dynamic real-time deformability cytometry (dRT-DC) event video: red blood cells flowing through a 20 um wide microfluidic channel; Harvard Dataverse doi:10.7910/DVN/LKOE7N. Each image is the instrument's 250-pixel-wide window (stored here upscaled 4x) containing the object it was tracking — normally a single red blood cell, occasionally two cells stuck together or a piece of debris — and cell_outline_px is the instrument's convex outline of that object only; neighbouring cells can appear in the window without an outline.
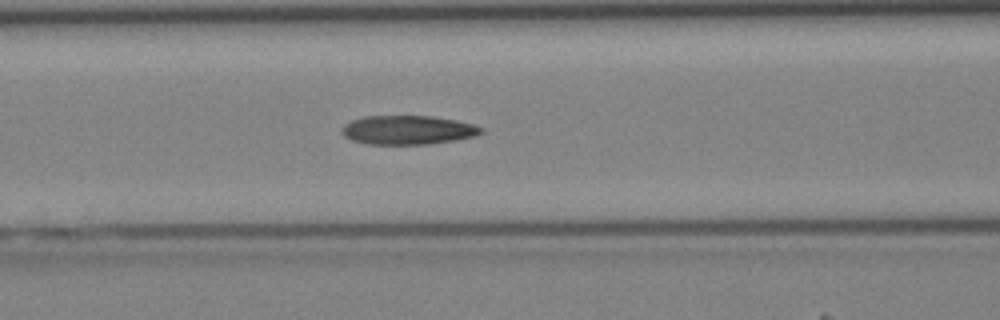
{"species": "Egyptian fruit bat (a non-hibernating species)", "species_latin": "Rousettus aegyptiacus", "temperature_condition": "cold", "stored_images_in_passage": 39, "camera_frame_rate_fps": 3000, "um_per_image_px": 0.085, "animal": {"sex": "female"}, "frame": {"image": 1, "passage_image": 15, "time_ms": 4.667, "image_size_px": [1000, 320], "cell_outline_px": [[484, 132], [476, 136], [456, 140], [428, 144], [368, 144], [352, 140], [344, 136], [340, 132], [344, 124], [352, 120], [364, 116], [432, 116], [456, 120], [472, 124], [484, 128]], "centroid_in_image_um": [34.67, 11.05], "position_along_channel_um": 131.9, "area_um2": 23.64}}
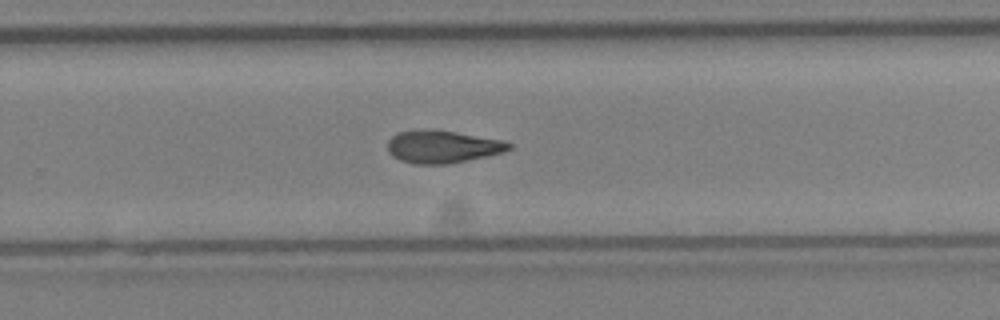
{"frame": {"image": 2, "passage_image": 25, "time_ms": 8.0, "image_size_px": [1000, 320], "cell_outline_px": [[512, 148], [504, 152], [448, 164], [416, 164], [400, 160], [392, 156], [388, 152], [388, 140], [396, 132], [424, 128], [428, 128], [456, 132], [500, 140], [512, 144]], "centroid_in_image_um": [37.56, 12.46], "position_along_channel_um": 292.2, "area_um2": 23.12}}
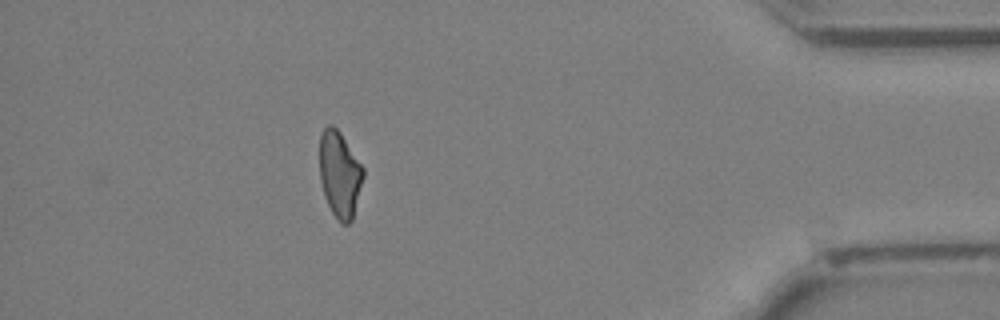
{"frame": {"image": 3, "passage_image": 35, "time_ms": 11.333, "image_size_px": [1000, 320], "cell_outline_px": [[364, 176], [352, 220], [348, 224], [340, 224], [332, 212], [324, 196], [320, 180], [320, 136], [324, 128], [328, 124], [332, 124], [340, 132], [364, 168]], "centroid_in_image_um": [28.87, 14.82], "position_along_channel_um": 406.3, "area_um2": 21.91}}